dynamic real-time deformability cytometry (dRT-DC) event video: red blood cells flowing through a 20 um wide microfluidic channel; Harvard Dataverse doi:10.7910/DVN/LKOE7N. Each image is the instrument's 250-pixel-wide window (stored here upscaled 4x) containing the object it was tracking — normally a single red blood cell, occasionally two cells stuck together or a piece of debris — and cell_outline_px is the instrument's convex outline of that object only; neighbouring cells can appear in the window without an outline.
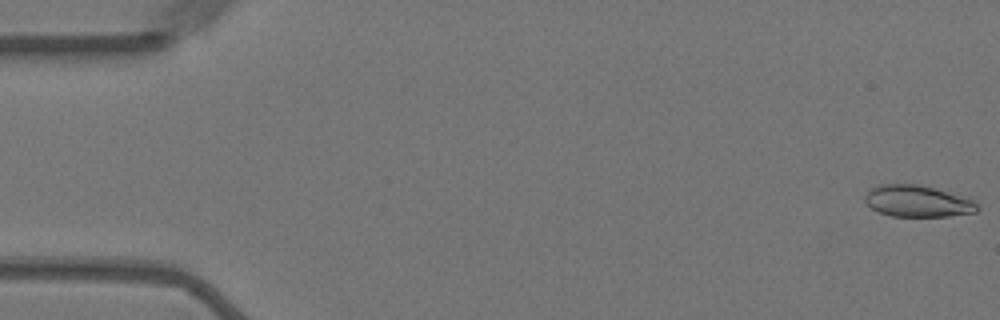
{"species": "Egyptian fruit bat (a non-hibernating species)", "species_latin": "Rousettus aegyptiacus", "temperature_condition": "warm", "stored_images_in_passage": 56, "camera_frame_rate_fps": 3000, "um_per_image_px": 0.085, "animal": {"sex": "female"}, "frame": {"image": 1, "passage_image": 1, "time_ms": 0.0, "image_size_px": [1000, 320], "cell_outline_px": [[980, 208], [976, 212], [948, 216], [892, 216], [876, 212], [864, 200], [864, 196], [872, 188], [880, 184], [920, 184], [936, 188], [972, 200]], "centroid_in_image_um": [77.96, 17.1], "position_along_channel_um": 7.0, "area_um2": 20.58}}
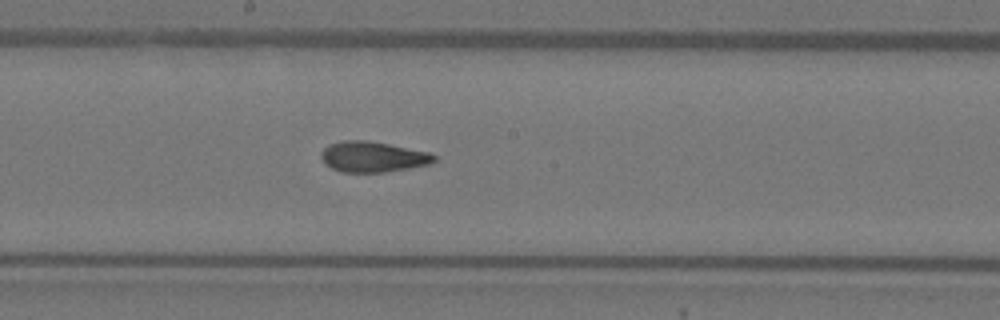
{"frame": {"image": 2, "passage_image": 30, "time_ms": 9.667, "image_size_px": [1000, 320], "cell_outline_px": [[436, 160], [432, 164], [384, 172], [340, 172], [332, 168], [320, 156], [320, 152], [328, 144], [344, 140], [364, 140], [388, 144], [428, 152], [436, 156]], "centroid_in_image_um": [31.69, 13.33], "position_along_channel_um": 216.5, "area_um2": 20.0}}
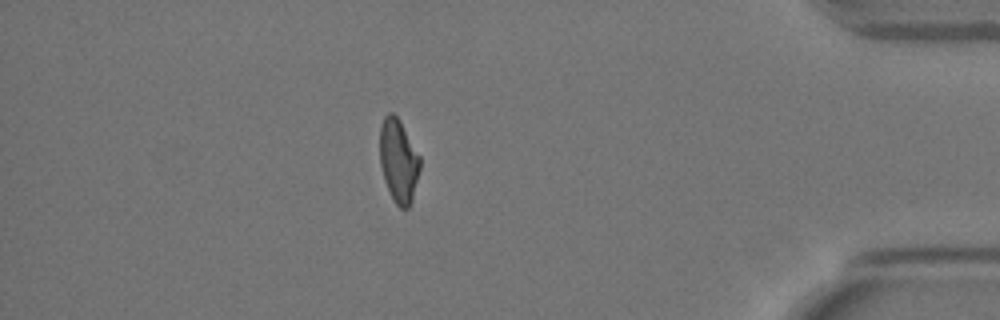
{"frame": {"image": 3, "passage_image": 49, "time_ms": 16.0, "image_size_px": [1000, 320], "cell_outline_px": [[420, 168], [412, 200], [408, 208], [400, 208], [396, 204], [384, 180], [380, 164], [380, 124], [384, 116], [388, 112], [392, 112], [400, 120], [420, 156]], "centroid_in_image_um": [33.87, 13.63], "position_along_channel_um": 401.3, "area_um2": 19.48}, "authors_computed_cell_mechanics": {"area_um2": 20.2878, "velocity_mm_per_s": 3.5903, "shape_relaxation_time_tau1_ms": null, "shape_relaxation_time_tau2_ms": 2.7855, "deformation_change_tau1": null, "deformation_change_tau2": 0.0965}}